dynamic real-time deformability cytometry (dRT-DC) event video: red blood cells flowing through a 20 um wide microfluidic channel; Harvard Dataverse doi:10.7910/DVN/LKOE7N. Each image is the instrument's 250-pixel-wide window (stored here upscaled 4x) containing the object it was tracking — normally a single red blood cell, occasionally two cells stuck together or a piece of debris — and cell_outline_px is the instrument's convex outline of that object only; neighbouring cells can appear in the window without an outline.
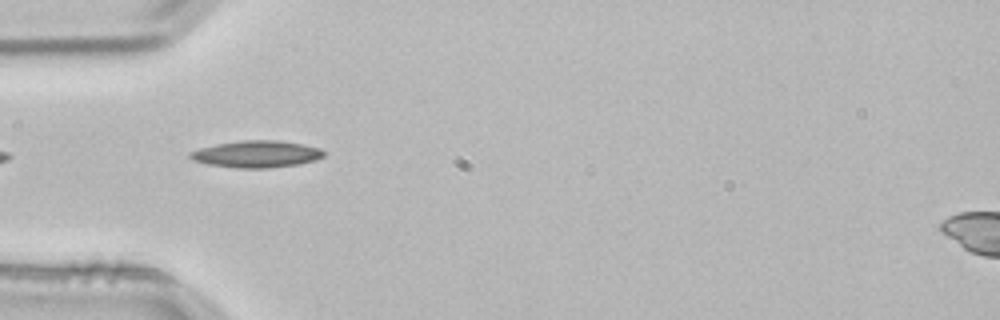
{"species": "common noctule bat (a hibernating species)", "species_latin": "Nyctalus noctula", "temperature_condition": "room temperature", "stored_images_in_passage": 1, "camera_frame_rate_fps": 3000, "um_per_image_px": 0.085, "animal": {"sex": "male", "body_mass_g": 21.5, "forearm_length_mm": 52.0}, "frame": {"image": 1, "passage_image": 1, "time_ms": 0.0, "image_size_px": [1000, 320], "cell_outline_px": [[324, 156], [316, 160], [296, 164], [268, 168], [236, 168], [208, 164], [192, 160], [188, 156], [188, 152], [200, 148], [216, 144], [244, 140], [280, 140], [304, 144], [320, 148], [324, 152]], "centroid_in_image_um": [21.79, 13.09], "position_along_channel_um": 63.2, "area_um2": 20.98}}